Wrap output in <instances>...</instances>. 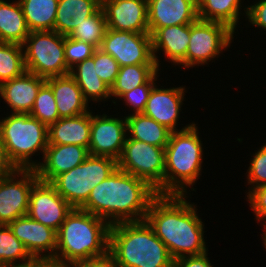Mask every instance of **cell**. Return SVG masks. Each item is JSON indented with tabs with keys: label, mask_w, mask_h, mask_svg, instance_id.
<instances>
[{
	"label": "cell",
	"mask_w": 266,
	"mask_h": 267,
	"mask_svg": "<svg viewBox=\"0 0 266 267\" xmlns=\"http://www.w3.org/2000/svg\"><path fill=\"white\" fill-rule=\"evenodd\" d=\"M107 28L149 33L147 0H102Z\"/></svg>",
	"instance_id": "obj_16"
},
{
	"label": "cell",
	"mask_w": 266,
	"mask_h": 267,
	"mask_svg": "<svg viewBox=\"0 0 266 267\" xmlns=\"http://www.w3.org/2000/svg\"><path fill=\"white\" fill-rule=\"evenodd\" d=\"M29 115L39 120L47 127L60 119L54 93L47 83L40 88L34 101L33 109Z\"/></svg>",
	"instance_id": "obj_34"
},
{
	"label": "cell",
	"mask_w": 266,
	"mask_h": 267,
	"mask_svg": "<svg viewBox=\"0 0 266 267\" xmlns=\"http://www.w3.org/2000/svg\"><path fill=\"white\" fill-rule=\"evenodd\" d=\"M69 263L64 262L55 256L31 257L26 263L19 267H71Z\"/></svg>",
	"instance_id": "obj_42"
},
{
	"label": "cell",
	"mask_w": 266,
	"mask_h": 267,
	"mask_svg": "<svg viewBox=\"0 0 266 267\" xmlns=\"http://www.w3.org/2000/svg\"><path fill=\"white\" fill-rule=\"evenodd\" d=\"M94 66L93 53L92 57L71 68L69 75L76 81L89 104L105 103L111 98L110 87L96 74Z\"/></svg>",
	"instance_id": "obj_25"
},
{
	"label": "cell",
	"mask_w": 266,
	"mask_h": 267,
	"mask_svg": "<svg viewBox=\"0 0 266 267\" xmlns=\"http://www.w3.org/2000/svg\"><path fill=\"white\" fill-rule=\"evenodd\" d=\"M71 267H118L113 257L107 253L105 256L84 260L73 264Z\"/></svg>",
	"instance_id": "obj_44"
},
{
	"label": "cell",
	"mask_w": 266,
	"mask_h": 267,
	"mask_svg": "<svg viewBox=\"0 0 266 267\" xmlns=\"http://www.w3.org/2000/svg\"><path fill=\"white\" fill-rule=\"evenodd\" d=\"M190 41V24L174 25L159 28L151 35L152 53L159 70L164 56L167 61L178 66L179 69H186V53ZM162 53V56L161 54ZM161 57H159V55ZM181 66V67H180Z\"/></svg>",
	"instance_id": "obj_17"
},
{
	"label": "cell",
	"mask_w": 266,
	"mask_h": 267,
	"mask_svg": "<svg viewBox=\"0 0 266 267\" xmlns=\"http://www.w3.org/2000/svg\"><path fill=\"white\" fill-rule=\"evenodd\" d=\"M235 32L227 25L197 19L190 24V41L186 53V68H198L215 63L223 51L234 42ZM217 58V59H216Z\"/></svg>",
	"instance_id": "obj_9"
},
{
	"label": "cell",
	"mask_w": 266,
	"mask_h": 267,
	"mask_svg": "<svg viewBox=\"0 0 266 267\" xmlns=\"http://www.w3.org/2000/svg\"><path fill=\"white\" fill-rule=\"evenodd\" d=\"M158 195L147 181L117 168L96 185L80 209L110 225L144 221L152 200Z\"/></svg>",
	"instance_id": "obj_2"
},
{
	"label": "cell",
	"mask_w": 266,
	"mask_h": 267,
	"mask_svg": "<svg viewBox=\"0 0 266 267\" xmlns=\"http://www.w3.org/2000/svg\"><path fill=\"white\" fill-rule=\"evenodd\" d=\"M30 31H54L59 0H18Z\"/></svg>",
	"instance_id": "obj_30"
},
{
	"label": "cell",
	"mask_w": 266,
	"mask_h": 267,
	"mask_svg": "<svg viewBox=\"0 0 266 267\" xmlns=\"http://www.w3.org/2000/svg\"><path fill=\"white\" fill-rule=\"evenodd\" d=\"M31 257L24 244L14 236L11 228L0 224V267H19Z\"/></svg>",
	"instance_id": "obj_31"
},
{
	"label": "cell",
	"mask_w": 266,
	"mask_h": 267,
	"mask_svg": "<svg viewBox=\"0 0 266 267\" xmlns=\"http://www.w3.org/2000/svg\"><path fill=\"white\" fill-rule=\"evenodd\" d=\"M111 225L80 208H73L57 231L55 257L70 265L109 253Z\"/></svg>",
	"instance_id": "obj_4"
},
{
	"label": "cell",
	"mask_w": 266,
	"mask_h": 267,
	"mask_svg": "<svg viewBox=\"0 0 266 267\" xmlns=\"http://www.w3.org/2000/svg\"><path fill=\"white\" fill-rule=\"evenodd\" d=\"M46 79L29 71L0 84V98L8 106L9 113L30 114L40 88Z\"/></svg>",
	"instance_id": "obj_20"
},
{
	"label": "cell",
	"mask_w": 266,
	"mask_h": 267,
	"mask_svg": "<svg viewBox=\"0 0 266 267\" xmlns=\"http://www.w3.org/2000/svg\"><path fill=\"white\" fill-rule=\"evenodd\" d=\"M107 30V21L102 7L90 17L77 25L69 35L70 38L87 42L99 49Z\"/></svg>",
	"instance_id": "obj_33"
},
{
	"label": "cell",
	"mask_w": 266,
	"mask_h": 267,
	"mask_svg": "<svg viewBox=\"0 0 266 267\" xmlns=\"http://www.w3.org/2000/svg\"><path fill=\"white\" fill-rule=\"evenodd\" d=\"M195 122L187 129L172 132L165 147L164 194L196 192L202 176L204 147ZM190 188V190H188Z\"/></svg>",
	"instance_id": "obj_5"
},
{
	"label": "cell",
	"mask_w": 266,
	"mask_h": 267,
	"mask_svg": "<svg viewBox=\"0 0 266 267\" xmlns=\"http://www.w3.org/2000/svg\"><path fill=\"white\" fill-rule=\"evenodd\" d=\"M159 84H155L149 94L145 110L142 112L144 115L151 117L159 124L167 127L172 132L181 131L189 128L194 121L186 126H181L178 129V122L180 113L187 93L186 86L164 88Z\"/></svg>",
	"instance_id": "obj_15"
},
{
	"label": "cell",
	"mask_w": 266,
	"mask_h": 267,
	"mask_svg": "<svg viewBox=\"0 0 266 267\" xmlns=\"http://www.w3.org/2000/svg\"><path fill=\"white\" fill-rule=\"evenodd\" d=\"M5 115L0 118V139L10 160L18 169H35L48 145V127L29 114ZM36 155L42 159L34 160Z\"/></svg>",
	"instance_id": "obj_6"
},
{
	"label": "cell",
	"mask_w": 266,
	"mask_h": 267,
	"mask_svg": "<svg viewBox=\"0 0 266 267\" xmlns=\"http://www.w3.org/2000/svg\"><path fill=\"white\" fill-rule=\"evenodd\" d=\"M26 72L23 47L0 42V84Z\"/></svg>",
	"instance_id": "obj_32"
},
{
	"label": "cell",
	"mask_w": 266,
	"mask_h": 267,
	"mask_svg": "<svg viewBox=\"0 0 266 267\" xmlns=\"http://www.w3.org/2000/svg\"><path fill=\"white\" fill-rule=\"evenodd\" d=\"M72 209L50 183L38 180L31 189L26 215L58 231Z\"/></svg>",
	"instance_id": "obj_14"
},
{
	"label": "cell",
	"mask_w": 266,
	"mask_h": 267,
	"mask_svg": "<svg viewBox=\"0 0 266 267\" xmlns=\"http://www.w3.org/2000/svg\"><path fill=\"white\" fill-rule=\"evenodd\" d=\"M189 196L158 194L146 213L145 221L166 245L173 260L209 251L204 221Z\"/></svg>",
	"instance_id": "obj_1"
},
{
	"label": "cell",
	"mask_w": 266,
	"mask_h": 267,
	"mask_svg": "<svg viewBox=\"0 0 266 267\" xmlns=\"http://www.w3.org/2000/svg\"><path fill=\"white\" fill-rule=\"evenodd\" d=\"M125 117L129 138L157 147H166L172 133L167 127L159 124L143 113H129Z\"/></svg>",
	"instance_id": "obj_28"
},
{
	"label": "cell",
	"mask_w": 266,
	"mask_h": 267,
	"mask_svg": "<svg viewBox=\"0 0 266 267\" xmlns=\"http://www.w3.org/2000/svg\"><path fill=\"white\" fill-rule=\"evenodd\" d=\"M158 71L160 70L156 64H138L120 67L115 82L110 88L111 100L116 98L111 102L114 106L118 105L117 99L124 93L146 84Z\"/></svg>",
	"instance_id": "obj_29"
},
{
	"label": "cell",
	"mask_w": 266,
	"mask_h": 267,
	"mask_svg": "<svg viewBox=\"0 0 266 267\" xmlns=\"http://www.w3.org/2000/svg\"><path fill=\"white\" fill-rule=\"evenodd\" d=\"M245 196L255 215L256 223L260 224L263 221V229H266V185L252 189Z\"/></svg>",
	"instance_id": "obj_39"
},
{
	"label": "cell",
	"mask_w": 266,
	"mask_h": 267,
	"mask_svg": "<svg viewBox=\"0 0 266 267\" xmlns=\"http://www.w3.org/2000/svg\"><path fill=\"white\" fill-rule=\"evenodd\" d=\"M109 254L118 267H173L166 245L145 220L111 225Z\"/></svg>",
	"instance_id": "obj_3"
},
{
	"label": "cell",
	"mask_w": 266,
	"mask_h": 267,
	"mask_svg": "<svg viewBox=\"0 0 266 267\" xmlns=\"http://www.w3.org/2000/svg\"><path fill=\"white\" fill-rule=\"evenodd\" d=\"M94 63L96 74L111 88L119 73V63L115 58L104 53L101 49L94 51Z\"/></svg>",
	"instance_id": "obj_38"
},
{
	"label": "cell",
	"mask_w": 266,
	"mask_h": 267,
	"mask_svg": "<svg viewBox=\"0 0 266 267\" xmlns=\"http://www.w3.org/2000/svg\"><path fill=\"white\" fill-rule=\"evenodd\" d=\"M64 45L56 31H31L22 44L26 71L44 79L69 74Z\"/></svg>",
	"instance_id": "obj_8"
},
{
	"label": "cell",
	"mask_w": 266,
	"mask_h": 267,
	"mask_svg": "<svg viewBox=\"0 0 266 267\" xmlns=\"http://www.w3.org/2000/svg\"><path fill=\"white\" fill-rule=\"evenodd\" d=\"M99 49L115 58L120 67L156 64L149 33L117 31L107 28Z\"/></svg>",
	"instance_id": "obj_11"
},
{
	"label": "cell",
	"mask_w": 266,
	"mask_h": 267,
	"mask_svg": "<svg viewBox=\"0 0 266 267\" xmlns=\"http://www.w3.org/2000/svg\"><path fill=\"white\" fill-rule=\"evenodd\" d=\"M173 267H214L208 257V251L201 255L185 256L173 260Z\"/></svg>",
	"instance_id": "obj_41"
},
{
	"label": "cell",
	"mask_w": 266,
	"mask_h": 267,
	"mask_svg": "<svg viewBox=\"0 0 266 267\" xmlns=\"http://www.w3.org/2000/svg\"><path fill=\"white\" fill-rule=\"evenodd\" d=\"M8 226L32 257L55 256L56 230L31 219L27 215L15 219Z\"/></svg>",
	"instance_id": "obj_19"
},
{
	"label": "cell",
	"mask_w": 266,
	"mask_h": 267,
	"mask_svg": "<svg viewBox=\"0 0 266 267\" xmlns=\"http://www.w3.org/2000/svg\"><path fill=\"white\" fill-rule=\"evenodd\" d=\"M158 74H160L159 71L146 84L140 85L131 91L124 93L119 98L118 102L123 100V105L125 104L124 106H129L128 108L129 111L132 112L131 114L142 113L145 110L153 86L158 83L156 82L157 80H160L158 79L160 76Z\"/></svg>",
	"instance_id": "obj_36"
},
{
	"label": "cell",
	"mask_w": 266,
	"mask_h": 267,
	"mask_svg": "<svg viewBox=\"0 0 266 267\" xmlns=\"http://www.w3.org/2000/svg\"><path fill=\"white\" fill-rule=\"evenodd\" d=\"M93 113L91 109V134L89 154L92 156L110 157L119 160L121 157L127 134V120L125 116H108V112ZM107 113V114H106ZM113 116V117H112Z\"/></svg>",
	"instance_id": "obj_12"
},
{
	"label": "cell",
	"mask_w": 266,
	"mask_h": 267,
	"mask_svg": "<svg viewBox=\"0 0 266 267\" xmlns=\"http://www.w3.org/2000/svg\"><path fill=\"white\" fill-rule=\"evenodd\" d=\"M149 34L159 28L192 24L198 19L197 0H147Z\"/></svg>",
	"instance_id": "obj_18"
},
{
	"label": "cell",
	"mask_w": 266,
	"mask_h": 267,
	"mask_svg": "<svg viewBox=\"0 0 266 267\" xmlns=\"http://www.w3.org/2000/svg\"><path fill=\"white\" fill-rule=\"evenodd\" d=\"M102 7V0H59L54 31L69 36L84 19Z\"/></svg>",
	"instance_id": "obj_24"
},
{
	"label": "cell",
	"mask_w": 266,
	"mask_h": 267,
	"mask_svg": "<svg viewBox=\"0 0 266 267\" xmlns=\"http://www.w3.org/2000/svg\"><path fill=\"white\" fill-rule=\"evenodd\" d=\"M18 168L10 160L6 148L0 139V178L12 175Z\"/></svg>",
	"instance_id": "obj_43"
},
{
	"label": "cell",
	"mask_w": 266,
	"mask_h": 267,
	"mask_svg": "<svg viewBox=\"0 0 266 267\" xmlns=\"http://www.w3.org/2000/svg\"><path fill=\"white\" fill-rule=\"evenodd\" d=\"M117 168L113 158L89 155L83 163L56 176L50 184L73 208H80L93 188Z\"/></svg>",
	"instance_id": "obj_7"
},
{
	"label": "cell",
	"mask_w": 266,
	"mask_h": 267,
	"mask_svg": "<svg viewBox=\"0 0 266 267\" xmlns=\"http://www.w3.org/2000/svg\"><path fill=\"white\" fill-rule=\"evenodd\" d=\"M118 168L147 181L158 194H164L165 148L127 136Z\"/></svg>",
	"instance_id": "obj_10"
},
{
	"label": "cell",
	"mask_w": 266,
	"mask_h": 267,
	"mask_svg": "<svg viewBox=\"0 0 266 267\" xmlns=\"http://www.w3.org/2000/svg\"><path fill=\"white\" fill-rule=\"evenodd\" d=\"M46 83L54 93L60 118L75 117L91 111L93 103L89 106L80 87L69 74L47 78Z\"/></svg>",
	"instance_id": "obj_22"
},
{
	"label": "cell",
	"mask_w": 266,
	"mask_h": 267,
	"mask_svg": "<svg viewBox=\"0 0 266 267\" xmlns=\"http://www.w3.org/2000/svg\"><path fill=\"white\" fill-rule=\"evenodd\" d=\"M91 134V111L60 118L48 127V144H74L88 148Z\"/></svg>",
	"instance_id": "obj_23"
},
{
	"label": "cell",
	"mask_w": 266,
	"mask_h": 267,
	"mask_svg": "<svg viewBox=\"0 0 266 267\" xmlns=\"http://www.w3.org/2000/svg\"><path fill=\"white\" fill-rule=\"evenodd\" d=\"M249 167L246 171L245 184L249 186L245 192L248 194L252 189L266 185V143H263L258 150H256L249 161Z\"/></svg>",
	"instance_id": "obj_35"
},
{
	"label": "cell",
	"mask_w": 266,
	"mask_h": 267,
	"mask_svg": "<svg viewBox=\"0 0 266 267\" xmlns=\"http://www.w3.org/2000/svg\"><path fill=\"white\" fill-rule=\"evenodd\" d=\"M89 155V149L83 146L48 144L35 170L40 181L50 183L56 176L83 163Z\"/></svg>",
	"instance_id": "obj_21"
},
{
	"label": "cell",
	"mask_w": 266,
	"mask_h": 267,
	"mask_svg": "<svg viewBox=\"0 0 266 267\" xmlns=\"http://www.w3.org/2000/svg\"><path fill=\"white\" fill-rule=\"evenodd\" d=\"M260 239L262 240V243H263L262 246H264L263 248H265V251H266V229L263 231Z\"/></svg>",
	"instance_id": "obj_45"
},
{
	"label": "cell",
	"mask_w": 266,
	"mask_h": 267,
	"mask_svg": "<svg viewBox=\"0 0 266 267\" xmlns=\"http://www.w3.org/2000/svg\"><path fill=\"white\" fill-rule=\"evenodd\" d=\"M242 3V0H197L198 18L223 23L237 33L240 17L247 16L248 7Z\"/></svg>",
	"instance_id": "obj_26"
},
{
	"label": "cell",
	"mask_w": 266,
	"mask_h": 267,
	"mask_svg": "<svg viewBox=\"0 0 266 267\" xmlns=\"http://www.w3.org/2000/svg\"><path fill=\"white\" fill-rule=\"evenodd\" d=\"M18 0H0V42L22 45L30 34Z\"/></svg>",
	"instance_id": "obj_27"
},
{
	"label": "cell",
	"mask_w": 266,
	"mask_h": 267,
	"mask_svg": "<svg viewBox=\"0 0 266 267\" xmlns=\"http://www.w3.org/2000/svg\"><path fill=\"white\" fill-rule=\"evenodd\" d=\"M254 3L246 5L248 7L247 16L245 17L252 28L257 27L259 30L266 31V0H254ZM262 28V29H261Z\"/></svg>",
	"instance_id": "obj_40"
},
{
	"label": "cell",
	"mask_w": 266,
	"mask_h": 267,
	"mask_svg": "<svg viewBox=\"0 0 266 267\" xmlns=\"http://www.w3.org/2000/svg\"><path fill=\"white\" fill-rule=\"evenodd\" d=\"M39 180L35 169H17L0 178V224L8 225L25 216L33 185Z\"/></svg>",
	"instance_id": "obj_13"
},
{
	"label": "cell",
	"mask_w": 266,
	"mask_h": 267,
	"mask_svg": "<svg viewBox=\"0 0 266 267\" xmlns=\"http://www.w3.org/2000/svg\"><path fill=\"white\" fill-rule=\"evenodd\" d=\"M96 48L83 41L65 36L64 55L68 69L93 56Z\"/></svg>",
	"instance_id": "obj_37"
}]
</instances>
